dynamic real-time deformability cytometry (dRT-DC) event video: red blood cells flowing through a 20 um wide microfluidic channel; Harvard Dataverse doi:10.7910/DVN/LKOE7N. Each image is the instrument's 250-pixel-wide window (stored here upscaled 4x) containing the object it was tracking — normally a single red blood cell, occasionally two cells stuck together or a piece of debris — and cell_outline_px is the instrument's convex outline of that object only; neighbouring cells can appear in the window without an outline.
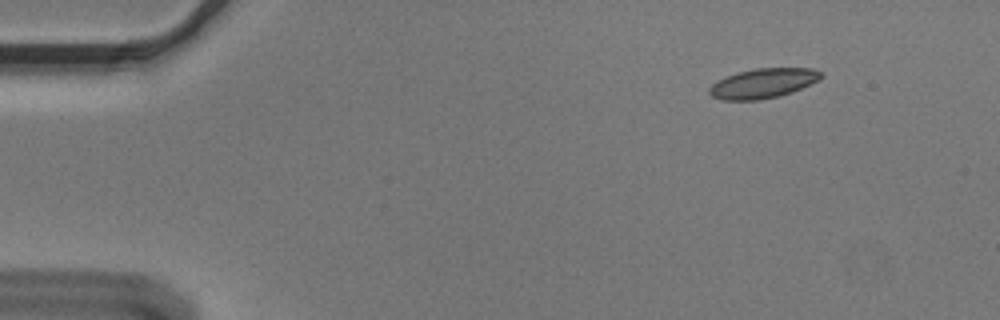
{"species": "Egyptian fruit bat (a non-hibernating species)", "species_latin": "Rousettus aegyptiacus", "temperature_condition": "cold", "stored_images_in_passage": 50, "camera_frame_rate_fps": 3000, "um_per_image_px": 0.085, "animal": {"sex": "male"}, "frame": {"image": 1, "passage_image": 1, "time_ms": 0.0, "image_size_px": [1000, 320], "cell_outline_px": [[824, 76], [820, 80], [792, 92], [780, 96], [760, 100], [720, 100], [712, 96], [708, 92], [708, 88], [716, 80], [736, 72], [756, 68], [812, 68], [820, 72]], "centroid_in_image_um": [64.84, 7.08], "position_along_channel_um": 20.2, "area_um2": 19.59}}
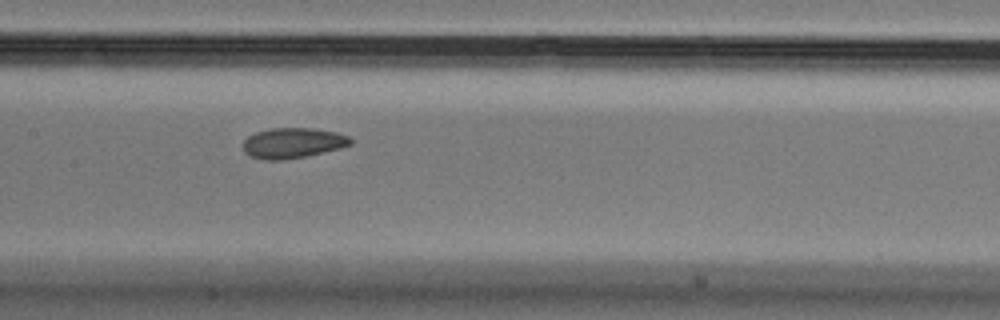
{"frame": {"image": 2, "passage_image": 22, "time_ms": 7.0, "image_size_px": [1000, 320], "cell_outline_px": [[352, 144], [340, 148], [304, 156], [280, 160], [264, 160], [248, 156], [244, 152], [244, 140], [248, 136], [256, 132], [268, 128], [312, 128], [336, 132], [348, 136], [352, 140]], "centroid_in_image_um": [24.86, 12.15], "position_along_channel_um": 182.5, "area_um2": 18.96}}
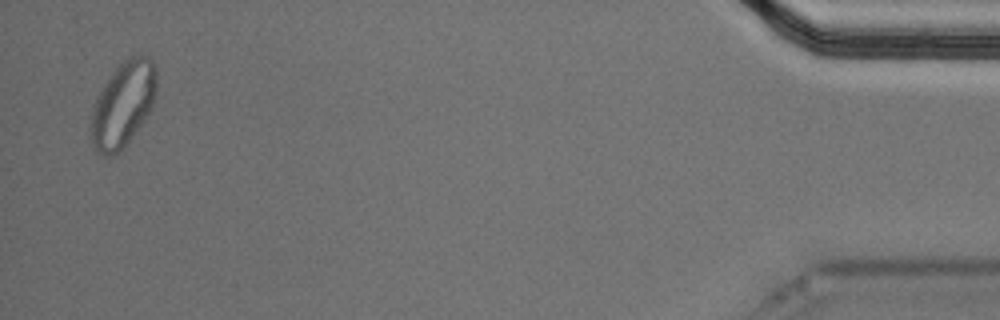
{"frame": {"image": 3, "passage_image": 49, "time_ms": 16.0, "image_size_px": [1000, 320], "cell_outline_px": [[156, 92], [152, 108], [144, 120], [124, 148], [112, 156], [104, 156], [96, 152], [92, 144], [92, 112], [96, 96], [108, 76], [128, 56], [148, 56], [152, 60], [156, 68]], "centroid_in_image_um": [10.46, 8.86], "position_along_channel_um": 424.7, "area_um2": 32.6}, "authors_computed_cell_mechanics": {"area_um2": 19.6231, "velocity_mm_per_s": 3.5981, "shape_relaxation_time_tau1_ms": 10.438, "shape_relaxation_time_tau2_ms": 1.839, "deformation_change_tau1": 0.1419, "deformation_change_tau2": 0.0773}}